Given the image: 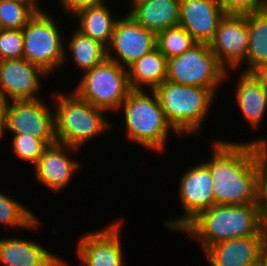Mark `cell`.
Segmentation results:
<instances>
[{
  "mask_svg": "<svg viewBox=\"0 0 267 266\" xmlns=\"http://www.w3.org/2000/svg\"><path fill=\"white\" fill-rule=\"evenodd\" d=\"M212 159L203 162L212 178L215 205L257 203L258 182L267 164V141L215 140Z\"/></svg>",
  "mask_w": 267,
  "mask_h": 266,
  "instance_id": "obj_1",
  "label": "cell"
},
{
  "mask_svg": "<svg viewBox=\"0 0 267 266\" xmlns=\"http://www.w3.org/2000/svg\"><path fill=\"white\" fill-rule=\"evenodd\" d=\"M181 232L192 235L203 250L224 240L259 235L258 204L214 205L199 213Z\"/></svg>",
  "mask_w": 267,
  "mask_h": 266,
  "instance_id": "obj_2",
  "label": "cell"
},
{
  "mask_svg": "<svg viewBox=\"0 0 267 266\" xmlns=\"http://www.w3.org/2000/svg\"><path fill=\"white\" fill-rule=\"evenodd\" d=\"M216 90L165 80L154 92L168 123L180 136H190L202 128Z\"/></svg>",
  "mask_w": 267,
  "mask_h": 266,
  "instance_id": "obj_3",
  "label": "cell"
},
{
  "mask_svg": "<svg viewBox=\"0 0 267 266\" xmlns=\"http://www.w3.org/2000/svg\"><path fill=\"white\" fill-rule=\"evenodd\" d=\"M120 109L124 110L128 138L138 145L162 152L168 132L173 130L172 132L180 136L166 120L154 91L148 95L143 90H131Z\"/></svg>",
  "mask_w": 267,
  "mask_h": 266,
  "instance_id": "obj_4",
  "label": "cell"
},
{
  "mask_svg": "<svg viewBox=\"0 0 267 266\" xmlns=\"http://www.w3.org/2000/svg\"><path fill=\"white\" fill-rule=\"evenodd\" d=\"M53 97L58 143L81 149L91 138L112 127L103 114L106 111L82 100L74 92L71 95L57 93Z\"/></svg>",
  "mask_w": 267,
  "mask_h": 266,
  "instance_id": "obj_5",
  "label": "cell"
},
{
  "mask_svg": "<svg viewBox=\"0 0 267 266\" xmlns=\"http://www.w3.org/2000/svg\"><path fill=\"white\" fill-rule=\"evenodd\" d=\"M130 91L127 69L106 58L83 73L73 92L96 108L118 111Z\"/></svg>",
  "mask_w": 267,
  "mask_h": 266,
  "instance_id": "obj_6",
  "label": "cell"
},
{
  "mask_svg": "<svg viewBox=\"0 0 267 266\" xmlns=\"http://www.w3.org/2000/svg\"><path fill=\"white\" fill-rule=\"evenodd\" d=\"M55 22L47 12L41 11L22 28L23 58L47 74L64 64L67 58L61 31Z\"/></svg>",
  "mask_w": 267,
  "mask_h": 266,
  "instance_id": "obj_7",
  "label": "cell"
},
{
  "mask_svg": "<svg viewBox=\"0 0 267 266\" xmlns=\"http://www.w3.org/2000/svg\"><path fill=\"white\" fill-rule=\"evenodd\" d=\"M227 76V70L207 43H196L183 54L167 60L166 80L176 84L216 89Z\"/></svg>",
  "mask_w": 267,
  "mask_h": 266,
  "instance_id": "obj_8",
  "label": "cell"
},
{
  "mask_svg": "<svg viewBox=\"0 0 267 266\" xmlns=\"http://www.w3.org/2000/svg\"><path fill=\"white\" fill-rule=\"evenodd\" d=\"M39 97L36 100L9 102L4 130L13 134H29L47 145L56 143L55 110ZM53 114V115H52Z\"/></svg>",
  "mask_w": 267,
  "mask_h": 266,
  "instance_id": "obj_9",
  "label": "cell"
},
{
  "mask_svg": "<svg viewBox=\"0 0 267 266\" xmlns=\"http://www.w3.org/2000/svg\"><path fill=\"white\" fill-rule=\"evenodd\" d=\"M179 195L184 215L166 220L165 225L181 231L199 213L215 205L209 168L201 162L181 175Z\"/></svg>",
  "mask_w": 267,
  "mask_h": 266,
  "instance_id": "obj_10",
  "label": "cell"
},
{
  "mask_svg": "<svg viewBox=\"0 0 267 266\" xmlns=\"http://www.w3.org/2000/svg\"><path fill=\"white\" fill-rule=\"evenodd\" d=\"M156 47V34L140 25L127 12L126 16L117 19L111 42L107 47V59L127 69ZM110 49H113L114 54L110 53ZM115 54L118 56L117 59L114 57Z\"/></svg>",
  "mask_w": 267,
  "mask_h": 266,
  "instance_id": "obj_11",
  "label": "cell"
},
{
  "mask_svg": "<svg viewBox=\"0 0 267 266\" xmlns=\"http://www.w3.org/2000/svg\"><path fill=\"white\" fill-rule=\"evenodd\" d=\"M248 44V14H225L209 46L218 62L228 71V68L235 69L242 65Z\"/></svg>",
  "mask_w": 267,
  "mask_h": 266,
  "instance_id": "obj_12",
  "label": "cell"
},
{
  "mask_svg": "<svg viewBox=\"0 0 267 266\" xmlns=\"http://www.w3.org/2000/svg\"><path fill=\"white\" fill-rule=\"evenodd\" d=\"M119 221L110 226L84 234L78 243L81 266H123V249L119 236Z\"/></svg>",
  "mask_w": 267,
  "mask_h": 266,
  "instance_id": "obj_13",
  "label": "cell"
},
{
  "mask_svg": "<svg viewBox=\"0 0 267 266\" xmlns=\"http://www.w3.org/2000/svg\"><path fill=\"white\" fill-rule=\"evenodd\" d=\"M211 266H253L267 253V235L218 242L204 250Z\"/></svg>",
  "mask_w": 267,
  "mask_h": 266,
  "instance_id": "obj_14",
  "label": "cell"
},
{
  "mask_svg": "<svg viewBox=\"0 0 267 266\" xmlns=\"http://www.w3.org/2000/svg\"><path fill=\"white\" fill-rule=\"evenodd\" d=\"M48 74L24 58L0 61V92L10 101L36 100L39 77Z\"/></svg>",
  "mask_w": 267,
  "mask_h": 266,
  "instance_id": "obj_15",
  "label": "cell"
},
{
  "mask_svg": "<svg viewBox=\"0 0 267 266\" xmlns=\"http://www.w3.org/2000/svg\"><path fill=\"white\" fill-rule=\"evenodd\" d=\"M225 12L219 0H181L179 25L197 43L209 44Z\"/></svg>",
  "mask_w": 267,
  "mask_h": 266,
  "instance_id": "obj_16",
  "label": "cell"
},
{
  "mask_svg": "<svg viewBox=\"0 0 267 266\" xmlns=\"http://www.w3.org/2000/svg\"><path fill=\"white\" fill-rule=\"evenodd\" d=\"M77 150L75 147L58 142L48 145L35 165V177L38 179L36 181L55 193L64 189L79 167L76 160L69 158L71 156L67 154Z\"/></svg>",
  "mask_w": 267,
  "mask_h": 266,
  "instance_id": "obj_17",
  "label": "cell"
},
{
  "mask_svg": "<svg viewBox=\"0 0 267 266\" xmlns=\"http://www.w3.org/2000/svg\"><path fill=\"white\" fill-rule=\"evenodd\" d=\"M0 264L6 266H68L33 241L17 238L0 239Z\"/></svg>",
  "mask_w": 267,
  "mask_h": 266,
  "instance_id": "obj_18",
  "label": "cell"
},
{
  "mask_svg": "<svg viewBox=\"0 0 267 266\" xmlns=\"http://www.w3.org/2000/svg\"><path fill=\"white\" fill-rule=\"evenodd\" d=\"M242 73L236 93L238 107L249 125L257 128L267 111V88L255 73Z\"/></svg>",
  "mask_w": 267,
  "mask_h": 266,
  "instance_id": "obj_19",
  "label": "cell"
},
{
  "mask_svg": "<svg viewBox=\"0 0 267 266\" xmlns=\"http://www.w3.org/2000/svg\"><path fill=\"white\" fill-rule=\"evenodd\" d=\"M181 0H148L137 4L131 16L144 28L156 35L171 27L179 26Z\"/></svg>",
  "mask_w": 267,
  "mask_h": 266,
  "instance_id": "obj_20",
  "label": "cell"
},
{
  "mask_svg": "<svg viewBox=\"0 0 267 266\" xmlns=\"http://www.w3.org/2000/svg\"><path fill=\"white\" fill-rule=\"evenodd\" d=\"M167 58L156 47L127 68L131 90H143V85L154 91L167 78Z\"/></svg>",
  "mask_w": 267,
  "mask_h": 266,
  "instance_id": "obj_21",
  "label": "cell"
},
{
  "mask_svg": "<svg viewBox=\"0 0 267 266\" xmlns=\"http://www.w3.org/2000/svg\"><path fill=\"white\" fill-rule=\"evenodd\" d=\"M73 15L79 20L80 28L77 29L81 33L100 42L106 48L109 46L117 20L113 19L105 4L84 7Z\"/></svg>",
  "mask_w": 267,
  "mask_h": 266,
  "instance_id": "obj_22",
  "label": "cell"
},
{
  "mask_svg": "<svg viewBox=\"0 0 267 266\" xmlns=\"http://www.w3.org/2000/svg\"><path fill=\"white\" fill-rule=\"evenodd\" d=\"M249 44L246 73H255L267 63V8L248 14Z\"/></svg>",
  "mask_w": 267,
  "mask_h": 266,
  "instance_id": "obj_23",
  "label": "cell"
},
{
  "mask_svg": "<svg viewBox=\"0 0 267 266\" xmlns=\"http://www.w3.org/2000/svg\"><path fill=\"white\" fill-rule=\"evenodd\" d=\"M74 63L83 73L93 69L107 58V48L91 37L74 30L69 46Z\"/></svg>",
  "mask_w": 267,
  "mask_h": 266,
  "instance_id": "obj_24",
  "label": "cell"
},
{
  "mask_svg": "<svg viewBox=\"0 0 267 266\" xmlns=\"http://www.w3.org/2000/svg\"><path fill=\"white\" fill-rule=\"evenodd\" d=\"M40 221L20 202L0 192V223L4 226L35 230Z\"/></svg>",
  "mask_w": 267,
  "mask_h": 266,
  "instance_id": "obj_25",
  "label": "cell"
},
{
  "mask_svg": "<svg viewBox=\"0 0 267 266\" xmlns=\"http://www.w3.org/2000/svg\"><path fill=\"white\" fill-rule=\"evenodd\" d=\"M196 43L180 25L167 28L156 35V46L167 59L183 54Z\"/></svg>",
  "mask_w": 267,
  "mask_h": 266,
  "instance_id": "obj_26",
  "label": "cell"
},
{
  "mask_svg": "<svg viewBox=\"0 0 267 266\" xmlns=\"http://www.w3.org/2000/svg\"><path fill=\"white\" fill-rule=\"evenodd\" d=\"M37 11L17 0H0V29H22Z\"/></svg>",
  "mask_w": 267,
  "mask_h": 266,
  "instance_id": "obj_27",
  "label": "cell"
},
{
  "mask_svg": "<svg viewBox=\"0 0 267 266\" xmlns=\"http://www.w3.org/2000/svg\"><path fill=\"white\" fill-rule=\"evenodd\" d=\"M13 151L22 160L31 162L34 166L38 163L44 149L48 146L42 139L29 134H13Z\"/></svg>",
  "mask_w": 267,
  "mask_h": 266,
  "instance_id": "obj_28",
  "label": "cell"
},
{
  "mask_svg": "<svg viewBox=\"0 0 267 266\" xmlns=\"http://www.w3.org/2000/svg\"><path fill=\"white\" fill-rule=\"evenodd\" d=\"M22 29H0V61L23 58Z\"/></svg>",
  "mask_w": 267,
  "mask_h": 266,
  "instance_id": "obj_29",
  "label": "cell"
},
{
  "mask_svg": "<svg viewBox=\"0 0 267 266\" xmlns=\"http://www.w3.org/2000/svg\"><path fill=\"white\" fill-rule=\"evenodd\" d=\"M225 14L246 15L267 8V0H219Z\"/></svg>",
  "mask_w": 267,
  "mask_h": 266,
  "instance_id": "obj_30",
  "label": "cell"
},
{
  "mask_svg": "<svg viewBox=\"0 0 267 266\" xmlns=\"http://www.w3.org/2000/svg\"><path fill=\"white\" fill-rule=\"evenodd\" d=\"M257 204L262 231L267 235V164L263 167L259 182Z\"/></svg>",
  "mask_w": 267,
  "mask_h": 266,
  "instance_id": "obj_31",
  "label": "cell"
},
{
  "mask_svg": "<svg viewBox=\"0 0 267 266\" xmlns=\"http://www.w3.org/2000/svg\"><path fill=\"white\" fill-rule=\"evenodd\" d=\"M67 13L74 14L77 10L88 6L101 5L105 0H60Z\"/></svg>",
  "mask_w": 267,
  "mask_h": 266,
  "instance_id": "obj_32",
  "label": "cell"
},
{
  "mask_svg": "<svg viewBox=\"0 0 267 266\" xmlns=\"http://www.w3.org/2000/svg\"><path fill=\"white\" fill-rule=\"evenodd\" d=\"M9 102L10 101L6 98V96L0 92V138H2L3 134H5L4 128Z\"/></svg>",
  "mask_w": 267,
  "mask_h": 266,
  "instance_id": "obj_33",
  "label": "cell"
},
{
  "mask_svg": "<svg viewBox=\"0 0 267 266\" xmlns=\"http://www.w3.org/2000/svg\"><path fill=\"white\" fill-rule=\"evenodd\" d=\"M255 74L262 80L265 87L267 88V63L259 68Z\"/></svg>",
  "mask_w": 267,
  "mask_h": 266,
  "instance_id": "obj_34",
  "label": "cell"
},
{
  "mask_svg": "<svg viewBox=\"0 0 267 266\" xmlns=\"http://www.w3.org/2000/svg\"><path fill=\"white\" fill-rule=\"evenodd\" d=\"M17 1H21L23 3H26V4L30 5V6H32L37 12L43 11L41 8H39V6H37L38 5V3H37L38 0H17Z\"/></svg>",
  "mask_w": 267,
  "mask_h": 266,
  "instance_id": "obj_35",
  "label": "cell"
},
{
  "mask_svg": "<svg viewBox=\"0 0 267 266\" xmlns=\"http://www.w3.org/2000/svg\"><path fill=\"white\" fill-rule=\"evenodd\" d=\"M144 1H148V0H132L131 2H132V4L131 5H133V6H131V9L129 10V12L137 5V4H139V3H142V2H144Z\"/></svg>",
  "mask_w": 267,
  "mask_h": 266,
  "instance_id": "obj_36",
  "label": "cell"
},
{
  "mask_svg": "<svg viewBox=\"0 0 267 266\" xmlns=\"http://www.w3.org/2000/svg\"><path fill=\"white\" fill-rule=\"evenodd\" d=\"M263 266H267V253L263 256Z\"/></svg>",
  "mask_w": 267,
  "mask_h": 266,
  "instance_id": "obj_37",
  "label": "cell"
},
{
  "mask_svg": "<svg viewBox=\"0 0 267 266\" xmlns=\"http://www.w3.org/2000/svg\"><path fill=\"white\" fill-rule=\"evenodd\" d=\"M253 266H263V258H262V261L260 263H257L256 265H253Z\"/></svg>",
  "mask_w": 267,
  "mask_h": 266,
  "instance_id": "obj_38",
  "label": "cell"
}]
</instances>
